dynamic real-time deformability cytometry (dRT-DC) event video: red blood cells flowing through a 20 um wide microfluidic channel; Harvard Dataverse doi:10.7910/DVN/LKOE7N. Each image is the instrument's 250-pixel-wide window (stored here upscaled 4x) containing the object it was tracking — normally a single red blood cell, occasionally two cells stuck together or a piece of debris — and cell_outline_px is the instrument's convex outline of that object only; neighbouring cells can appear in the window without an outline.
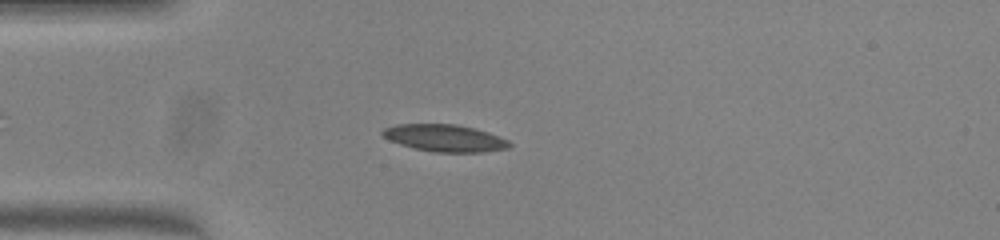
{"species": "common noctule bat (a hibernating species)", "species_latin": "Nyctalus noctula", "temperature_condition": "warm", "stored_images_in_passage": 46, "camera_frame_rate_fps": 3000, "um_per_image_px": 0.085, "animal": {"sex": "female", "body_mass_g": 23.0, "forearm_length_mm": 53.4}, "frame": {"image": 1, "passage_image": 8, "time_ms": 2.333, "image_size_px": [1000, 240], "cell_outline_px": [[512, 144], [508, 148], [480, 152], [436, 152], [416, 148], [400, 144], [384, 136], [380, 132], [384, 128], [396, 124], [456, 124], [488, 132], [508, 140]], "centroid_in_image_um": [37.81, 11.73], "position_along_channel_um": 47.2, "area_um2": 19.71}}
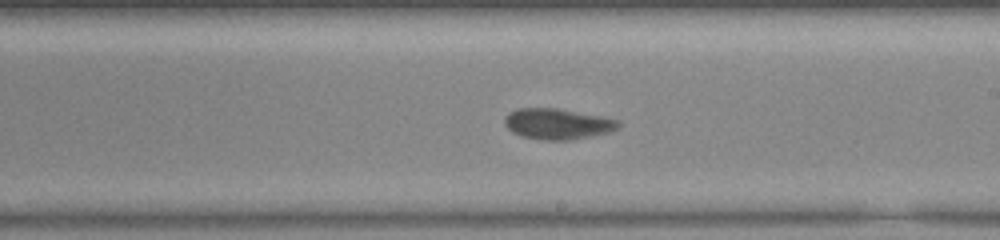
{"frame": {"image": 2, "passage_image": 24, "time_ms": 7.667, "image_size_px": [1000, 240], "cell_outline_px": [[620, 124], [616, 128], [608, 132], [572, 140], [544, 140], [524, 136], [512, 132], [504, 124], [504, 116], [508, 112], [516, 108], [560, 108], [620, 120]], "centroid_in_image_um": [47.35, 10.51], "position_along_channel_um": 241.6, "area_um2": 20.4}}
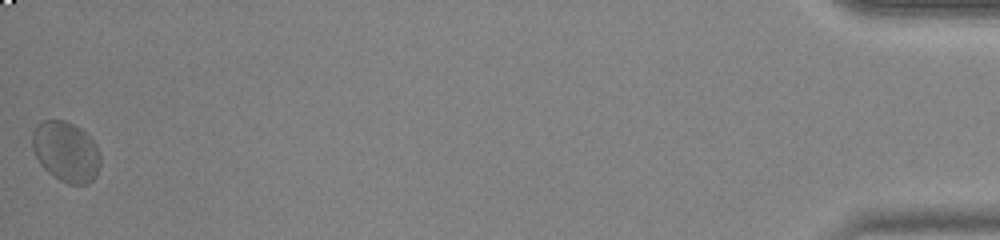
{"frame": {"image": 3, "passage_image": 46, "time_ms": 15.0, "image_size_px": [1000, 240], "cell_outline_px": [[100, 164], [96, 176], [88, 184], [68, 184], [52, 176], [40, 164], [32, 148], [32, 132], [36, 124], [44, 120], [64, 120], [80, 128], [96, 144], [100, 152]], "centroid_in_image_um": [5.6, 12.89], "position_along_channel_um": 429.6, "area_um2": 24.04}, "authors_computed_cell_mechanics": {"area_um2": 20.4034, "velocity_mm_per_s": 3.9295, "shape_relaxation_time_tau1_ms": 9.6344, "shape_relaxation_time_tau2_ms": 1.4598, "deformation_change_tau1": 0.149, "deformation_change_tau2": 0.0592}}